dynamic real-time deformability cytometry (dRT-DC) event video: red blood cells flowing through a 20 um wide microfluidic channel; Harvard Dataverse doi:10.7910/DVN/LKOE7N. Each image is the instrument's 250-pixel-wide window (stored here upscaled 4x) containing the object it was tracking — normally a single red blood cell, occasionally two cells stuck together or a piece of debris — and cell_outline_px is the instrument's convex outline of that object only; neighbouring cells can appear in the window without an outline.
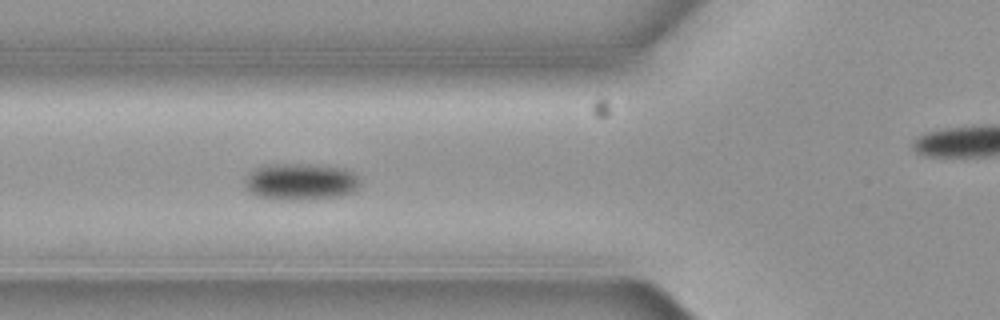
{"species": "common noctule bat (a hibernating species)", "species_latin": "Nyctalus noctula", "temperature_condition": "cold", "stored_images_in_passage": 7, "segment_of_instrument_passage": [1, 2], "camera_frame_rate_fps": 3000, "um_per_image_px": 0.085, "animal": {"sex": "female", "body_mass_g": 19.3, "forearm_length_mm": 54.1}, "frame": {"image": 1, "passage_image": 6, "time_ms": 1.667, "image_size_px": [1000, 320], "cell_outline_px": [[360, 184], [356, 192], [340, 196], [300, 200], [284, 200], [256, 196], [244, 184], [244, 176], [248, 172], [256, 168], [272, 164], [304, 164], [340, 168], [352, 172], [360, 180]], "centroid_in_image_um": [25.54, 15.46], "position_along_channel_um": 100.3, "area_um2": 24.68}}